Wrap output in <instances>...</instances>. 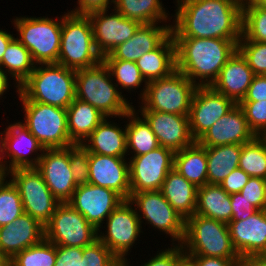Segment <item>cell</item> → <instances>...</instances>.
<instances>
[{"mask_svg": "<svg viewBox=\"0 0 266 266\" xmlns=\"http://www.w3.org/2000/svg\"><path fill=\"white\" fill-rule=\"evenodd\" d=\"M195 214L228 224L232 220L230 194L216 184L198 187Z\"/></svg>", "mask_w": 266, "mask_h": 266, "instance_id": "cell-31", "label": "cell"}, {"mask_svg": "<svg viewBox=\"0 0 266 266\" xmlns=\"http://www.w3.org/2000/svg\"><path fill=\"white\" fill-rule=\"evenodd\" d=\"M17 95L25 113L24 120L20 122L45 149L66 148L74 145L69 136L65 108L32 102L21 92Z\"/></svg>", "mask_w": 266, "mask_h": 266, "instance_id": "cell-7", "label": "cell"}, {"mask_svg": "<svg viewBox=\"0 0 266 266\" xmlns=\"http://www.w3.org/2000/svg\"><path fill=\"white\" fill-rule=\"evenodd\" d=\"M171 26L172 23L141 24L132 38L118 45L102 60L136 62L144 53L156 49L171 34Z\"/></svg>", "mask_w": 266, "mask_h": 266, "instance_id": "cell-24", "label": "cell"}, {"mask_svg": "<svg viewBox=\"0 0 266 266\" xmlns=\"http://www.w3.org/2000/svg\"><path fill=\"white\" fill-rule=\"evenodd\" d=\"M180 245L187 256L241 259L233 247L228 224L197 214L185 220V234Z\"/></svg>", "mask_w": 266, "mask_h": 266, "instance_id": "cell-6", "label": "cell"}, {"mask_svg": "<svg viewBox=\"0 0 266 266\" xmlns=\"http://www.w3.org/2000/svg\"><path fill=\"white\" fill-rule=\"evenodd\" d=\"M48 16L13 19L14 28L18 32L16 39L29 51L36 65L57 63L59 57L62 16L60 19ZM19 37V38H18Z\"/></svg>", "mask_w": 266, "mask_h": 266, "instance_id": "cell-8", "label": "cell"}, {"mask_svg": "<svg viewBox=\"0 0 266 266\" xmlns=\"http://www.w3.org/2000/svg\"><path fill=\"white\" fill-rule=\"evenodd\" d=\"M44 239V226L29 214L0 227V251L9 261L19 252Z\"/></svg>", "mask_w": 266, "mask_h": 266, "instance_id": "cell-25", "label": "cell"}, {"mask_svg": "<svg viewBox=\"0 0 266 266\" xmlns=\"http://www.w3.org/2000/svg\"><path fill=\"white\" fill-rule=\"evenodd\" d=\"M230 198L232 206L231 221L246 220L257 211L247 199L242 197L240 192L230 194Z\"/></svg>", "mask_w": 266, "mask_h": 266, "instance_id": "cell-49", "label": "cell"}, {"mask_svg": "<svg viewBox=\"0 0 266 266\" xmlns=\"http://www.w3.org/2000/svg\"><path fill=\"white\" fill-rule=\"evenodd\" d=\"M108 10L110 9L87 14L92 24L95 47L102 58L132 38L141 25L136 20L124 17L115 8L112 9V13Z\"/></svg>", "mask_w": 266, "mask_h": 266, "instance_id": "cell-15", "label": "cell"}, {"mask_svg": "<svg viewBox=\"0 0 266 266\" xmlns=\"http://www.w3.org/2000/svg\"><path fill=\"white\" fill-rule=\"evenodd\" d=\"M36 169L60 203L71 199L77 185L70 167L69 147L44 149Z\"/></svg>", "mask_w": 266, "mask_h": 266, "instance_id": "cell-18", "label": "cell"}, {"mask_svg": "<svg viewBox=\"0 0 266 266\" xmlns=\"http://www.w3.org/2000/svg\"><path fill=\"white\" fill-rule=\"evenodd\" d=\"M129 201L136 208L141 225L145 220V223L151 225L155 231L158 229L169 235L171 244L182 243L185 219L175 211L160 190L130 193Z\"/></svg>", "mask_w": 266, "mask_h": 266, "instance_id": "cell-11", "label": "cell"}, {"mask_svg": "<svg viewBox=\"0 0 266 266\" xmlns=\"http://www.w3.org/2000/svg\"><path fill=\"white\" fill-rule=\"evenodd\" d=\"M174 156V151L159 146L128 158L130 193L160 190L168 172L174 168Z\"/></svg>", "mask_w": 266, "mask_h": 266, "instance_id": "cell-14", "label": "cell"}, {"mask_svg": "<svg viewBox=\"0 0 266 266\" xmlns=\"http://www.w3.org/2000/svg\"><path fill=\"white\" fill-rule=\"evenodd\" d=\"M38 65L20 85V92L32 102L67 109L76 98V70L58 63Z\"/></svg>", "mask_w": 266, "mask_h": 266, "instance_id": "cell-3", "label": "cell"}, {"mask_svg": "<svg viewBox=\"0 0 266 266\" xmlns=\"http://www.w3.org/2000/svg\"><path fill=\"white\" fill-rule=\"evenodd\" d=\"M177 266H197V264L187 255H184L178 262Z\"/></svg>", "mask_w": 266, "mask_h": 266, "instance_id": "cell-58", "label": "cell"}, {"mask_svg": "<svg viewBox=\"0 0 266 266\" xmlns=\"http://www.w3.org/2000/svg\"><path fill=\"white\" fill-rule=\"evenodd\" d=\"M174 169L197 187L207 184L206 147L195 141L192 145L175 152Z\"/></svg>", "mask_w": 266, "mask_h": 266, "instance_id": "cell-32", "label": "cell"}, {"mask_svg": "<svg viewBox=\"0 0 266 266\" xmlns=\"http://www.w3.org/2000/svg\"><path fill=\"white\" fill-rule=\"evenodd\" d=\"M24 214L17 187L5 177L0 183V227L14 222Z\"/></svg>", "mask_w": 266, "mask_h": 266, "instance_id": "cell-41", "label": "cell"}, {"mask_svg": "<svg viewBox=\"0 0 266 266\" xmlns=\"http://www.w3.org/2000/svg\"><path fill=\"white\" fill-rule=\"evenodd\" d=\"M106 117L83 142L89 152L99 155L127 158L126 125L119 126Z\"/></svg>", "mask_w": 266, "mask_h": 266, "instance_id": "cell-27", "label": "cell"}, {"mask_svg": "<svg viewBox=\"0 0 266 266\" xmlns=\"http://www.w3.org/2000/svg\"><path fill=\"white\" fill-rule=\"evenodd\" d=\"M127 158L89 153V183L110 188L130 199V173Z\"/></svg>", "mask_w": 266, "mask_h": 266, "instance_id": "cell-21", "label": "cell"}, {"mask_svg": "<svg viewBox=\"0 0 266 266\" xmlns=\"http://www.w3.org/2000/svg\"><path fill=\"white\" fill-rule=\"evenodd\" d=\"M164 250H158L156 256L151 257L147 260L148 262L143 263L140 266H177L179 260L185 255L182 246L179 244H171ZM159 252V253H158ZM129 261H125L123 266H132L129 265Z\"/></svg>", "mask_w": 266, "mask_h": 266, "instance_id": "cell-47", "label": "cell"}, {"mask_svg": "<svg viewBox=\"0 0 266 266\" xmlns=\"http://www.w3.org/2000/svg\"><path fill=\"white\" fill-rule=\"evenodd\" d=\"M8 33V31H4L0 29V63L2 61L3 55L6 51L9 43L15 38L13 34Z\"/></svg>", "mask_w": 266, "mask_h": 266, "instance_id": "cell-55", "label": "cell"}, {"mask_svg": "<svg viewBox=\"0 0 266 266\" xmlns=\"http://www.w3.org/2000/svg\"><path fill=\"white\" fill-rule=\"evenodd\" d=\"M240 40L266 43V8L256 6L251 0L242 4Z\"/></svg>", "mask_w": 266, "mask_h": 266, "instance_id": "cell-39", "label": "cell"}, {"mask_svg": "<svg viewBox=\"0 0 266 266\" xmlns=\"http://www.w3.org/2000/svg\"><path fill=\"white\" fill-rule=\"evenodd\" d=\"M7 126L3 154V169L5 172L7 173L15 168L36 167L45 148L23 123L17 121ZM30 155L35 156H32V158ZM7 158L10 160H7Z\"/></svg>", "mask_w": 266, "mask_h": 266, "instance_id": "cell-19", "label": "cell"}, {"mask_svg": "<svg viewBox=\"0 0 266 266\" xmlns=\"http://www.w3.org/2000/svg\"><path fill=\"white\" fill-rule=\"evenodd\" d=\"M82 266H123V264L97 239L83 248Z\"/></svg>", "mask_w": 266, "mask_h": 266, "instance_id": "cell-43", "label": "cell"}, {"mask_svg": "<svg viewBox=\"0 0 266 266\" xmlns=\"http://www.w3.org/2000/svg\"><path fill=\"white\" fill-rule=\"evenodd\" d=\"M238 168L250 177L266 179V136H256L242 145Z\"/></svg>", "mask_w": 266, "mask_h": 266, "instance_id": "cell-38", "label": "cell"}, {"mask_svg": "<svg viewBox=\"0 0 266 266\" xmlns=\"http://www.w3.org/2000/svg\"><path fill=\"white\" fill-rule=\"evenodd\" d=\"M106 231L98 230V239L122 262L128 261L142 225L136 208L129 201L122 202L105 220Z\"/></svg>", "mask_w": 266, "mask_h": 266, "instance_id": "cell-13", "label": "cell"}, {"mask_svg": "<svg viewBox=\"0 0 266 266\" xmlns=\"http://www.w3.org/2000/svg\"><path fill=\"white\" fill-rule=\"evenodd\" d=\"M8 74L0 67V98L6 94L9 88V80L11 77L8 78Z\"/></svg>", "mask_w": 266, "mask_h": 266, "instance_id": "cell-56", "label": "cell"}, {"mask_svg": "<svg viewBox=\"0 0 266 266\" xmlns=\"http://www.w3.org/2000/svg\"><path fill=\"white\" fill-rule=\"evenodd\" d=\"M124 201L116 191L88 183L78 185L67 203L79 211L96 230H100L105 228L103 224L107 217Z\"/></svg>", "mask_w": 266, "mask_h": 266, "instance_id": "cell-16", "label": "cell"}, {"mask_svg": "<svg viewBox=\"0 0 266 266\" xmlns=\"http://www.w3.org/2000/svg\"><path fill=\"white\" fill-rule=\"evenodd\" d=\"M44 238L56 246L84 248L98 239V230L65 202L57 206L50 221L44 226Z\"/></svg>", "mask_w": 266, "mask_h": 266, "instance_id": "cell-12", "label": "cell"}, {"mask_svg": "<svg viewBox=\"0 0 266 266\" xmlns=\"http://www.w3.org/2000/svg\"><path fill=\"white\" fill-rule=\"evenodd\" d=\"M56 245L46 238L16 254L10 260V266H54Z\"/></svg>", "mask_w": 266, "mask_h": 266, "instance_id": "cell-40", "label": "cell"}, {"mask_svg": "<svg viewBox=\"0 0 266 266\" xmlns=\"http://www.w3.org/2000/svg\"><path fill=\"white\" fill-rule=\"evenodd\" d=\"M241 144H227L206 148L207 184L220 185L231 172L239 167Z\"/></svg>", "mask_w": 266, "mask_h": 266, "instance_id": "cell-33", "label": "cell"}, {"mask_svg": "<svg viewBox=\"0 0 266 266\" xmlns=\"http://www.w3.org/2000/svg\"><path fill=\"white\" fill-rule=\"evenodd\" d=\"M249 178L250 176L248 174H246L242 169L237 168L223 180L220 186L228 194L238 193L246 185Z\"/></svg>", "mask_w": 266, "mask_h": 266, "instance_id": "cell-50", "label": "cell"}, {"mask_svg": "<svg viewBox=\"0 0 266 266\" xmlns=\"http://www.w3.org/2000/svg\"><path fill=\"white\" fill-rule=\"evenodd\" d=\"M5 177H7V173L5 172L3 167L0 166V183Z\"/></svg>", "mask_w": 266, "mask_h": 266, "instance_id": "cell-61", "label": "cell"}, {"mask_svg": "<svg viewBox=\"0 0 266 266\" xmlns=\"http://www.w3.org/2000/svg\"><path fill=\"white\" fill-rule=\"evenodd\" d=\"M35 65L30 51L16 38L7 46L0 63V67L14 80L18 94L20 93V85L34 71Z\"/></svg>", "mask_w": 266, "mask_h": 266, "instance_id": "cell-36", "label": "cell"}, {"mask_svg": "<svg viewBox=\"0 0 266 266\" xmlns=\"http://www.w3.org/2000/svg\"><path fill=\"white\" fill-rule=\"evenodd\" d=\"M136 110L132 107L125 114L127 153L130 152L131 157L148 153L160 146L149 124Z\"/></svg>", "mask_w": 266, "mask_h": 266, "instance_id": "cell-34", "label": "cell"}, {"mask_svg": "<svg viewBox=\"0 0 266 266\" xmlns=\"http://www.w3.org/2000/svg\"><path fill=\"white\" fill-rule=\"evenodd\" d=\"M103 62L107 65L112 79L114 83L117 85L118 90L122 94V89L133 92L134 90L142 87V83L144 82L143 89L138 94L139 99L144 96V93L147 88V82L143 78L139 68L136 66V63L133 61H124V60H103ZM116 81V82H115ZM134 89V90H133Z\"/></svg>", "mask_w": 266, "mask_h": 266, "instance_id": "cell-37", "label": "cell"}, {"mask_svg": "<svg viewBox=\"0 0 266 266\" xmlns=\"http://www.w3.org/2000/svg\"><path fill=\"white\" fill-rule=\"evenodd\" d=\"M256 6L266 8V0H251Z\"/></svg>", "mask_w": 266, "mask_h": 266, "instance_id": "cell-60", "label": "cell"}, {"mask_svg": "<svg viewBox=\"0 0 266 266\" xmlns=\"http://www.w3.org/2000/svg\"><path fill=\"white\" fill-rule=\"evenodd\" d=\"M7 178L19 191L24 213L45 226L60 202L49 190L41 173L36 167L15 168L7 172Z\"/></svg>", "mask_w": 266, "mask_h": 266, "instance_id": "cell-10", "label": "cell"}, {"mask_svg": "<svg viewBox=\"0 0 266 266\" xmlns=\"http://www.w3.org/2000/svg\"><path fill=\"white\" fill-rule=\"evenodd\" d=\"M237 50L246 59L255 75H266V43L239 40Z\"/></svg>", "mask_w": 266, "mask_h": 266, "instance_id": "cell-42", "label": "cell"}, {"mask_svg": "<svg viewBox=\"0 0 266 266\" xmlns=\"http://www.w3.org/2000/svg\"><path fill=\"white\" fill-rule=\"evenodd\" d=\"M113 5L124 17L141 24L168 23L173 17L169 16L162 0H114Z\"/></svg>", "mask_w": 266, "mask_h": 266, "instance_id": "cell-35", "label": "cell"}, {"mask_svg": "<svg viewBox=\"0 0 266 266\" xmlns=\"http://www.w3.org/2000/svg\"><path fill=\"white\" fill-rule=\"evenodd\" d=\"M239 264L241 266H266V255L245 257Z\"/></svg>", "mask_w": 266, "mask_h": 266, "instance_id": "cell-54", "label": "cell"}, {"mask_svg": "<svg viewBox=\"0 0 266 266\" xmlns=\"http://www.w3.org/2000/svg\"><path fill=\"white\" fill-rule=\"evenodd\" d=\"M83 248L56 246V261L54 266H82Z\"/></svg>", "mask_w": 266, "mask_h": 266, "instance_id": "cell-48", "label": "cell"}, {"mask_svg": "<svg viewBox=\"0 0 266 266\" xmlns=\"http://www.w3.org/2000/svg\"><path fill=\"white\" fill-rule=\"evenodd\" d=\"M3 132V133H2ZM7 132V126L4 131L0 132V166L3 167V154L5 150V136Z\"/></svg>", "mask_w": 266, "mask_h": 266, "instance_id": "cell-57", "label": "cell"}, {"mask_svg": "<svg viewBox=\"0 0 266 266\" xmlns=\"http://www.w3.org/2000/svg\"><path fill=\"white\" fill-rule=\"evenodd\" d=\"M69 161L75 184H88L89 152L80 144L69 146Z\"/></svg>", "mask_w": 266, "mask_h": 266, "instance_id": "cell-44", "label": "cell"}, {"mask_svg": "<svg viewBox=\"0 0 266 266\" xmlns=\"http://www.w3.org/2000/svg\"><path fill=\"white\" fill-rule=\"evenodd\" d=\"M249 128L256 136H266V101H241Z\"/></svg>", "mask_w": 266, "mask_h": 266, "instance_id": "cell-45", "label": "cell"}, {"mask_svg": "<svg viewBox=\"0 0 266 266\" xmlns=\"http://www.w3.org/2000/svg\"><path fill=\"white\" fill-rule=\"evenodd\" d=\"M236 103L211 86L197 87L189 109V127L197 141L222 116L228 113Z\"/></svg>", "mask_w": 266, "mask_h": 266, "instance_id": "cell-17", "label": "cell"}, {"mask_svg": "<svg viewBox=\"0 0 266 266\" xmlns=\"http://www.w3.org/2000/svg\"><path fill=\"white\" fill-rule=\"evenodd\" d=\"M77 7L68 12L87 15L91 12L108 9L114 0H78Z\"/></svg>", "mask_w": 266, "mask_h": 266, "instance_id": "cell-52", "label": "cell"}, {"mask_svg": "<svg viewBox=\"0 0 266 266\" xmlns=\"http://www.w3.org/2000/svg\"><path fill=\"white\" fill-rule=\"evenodd\" d=\"M176 69L197 87H209L237 50L239 40L219 38H174ZM197 80V81H196Z\"/></svg>", "mask_w": 266, "mask_h": 266, "instance_id": "cell-2", "label": "cell"}, {"mask_svg": "<svg viewBox=\"0 0 266 266\" xmlns=\"http://www.w3.org/2000/svg\"><path fill=\"white\" fill-rule=\"evenodd\" d=\"M255 74L246 59L236 50L221 69L212 88L239 104L245 97Z\"/></svg>", "mask_w": 266, "mask_h": 266, "instance_id": "cell-26", "label": "cell"}, {"mask_svg": "<svg viewBox=\"0 0 266 266\" xmlns=\"http://www.w3.org/2000/svg\"><path fill=\"white\" fill-rule=\"evenodd\" d=\"M197 88L179 70L169 76L147 83L144 96L137 111H159L188 116L191 101Z\"/></svg>", "mask_w": 266, "mask_h": 266, "instance_id": "cell-9", "label": "cell"}, {"mask_svg": "<svg viewBox=\"0 0 266 266\" xmlns=\"http://www.w3.org/2000/svg\"><path fill=\"white\" fill-rule=\"evenodd\" d=\"M0 266H10L9 259L0 251Z\"/></svg>", "mask_w": 266, "mask_h": 266, "instance_id": "cell-59", "label": "cell"}, {"mask_svg": "<svg viewBox=\"0 0 266 266\" xmlns=\"http://www.w3.org/2000/svg\"><path fill=\"white\" fill-rule=\"evenodd\" d=\"M173 38H219L240 40V0H176Z\"/></svg>", "mask_w": 266, "mask_h": 266, "instance_id": "cell-1", "label": "cell"}, {"mask_svg": "<svg viewBox=\"0 0 266 266\" xmlns=\"http://www.w3.org/2000/svg\"><path fill=\"white\" fill-rule=\"evenodd\" d=\"M256 135L249 128L245 113L236 104L228 113L217 120L197 142L210 148L227 144H241L252 141Z\"/></svg>", "mask_w": 266, "mask_h": 266, "instance_id": "cell-22", "label": "cell"}, {"mask_svg": "<svg viewBox=\"0 0 266 266\" xmlns=\"http://www.w3.org/2000/svg\"><path fill=\"white\" fill-rule=\"evenodd\" d=\"M228 228L241 259L266 255V210H257L246 220L230 221Z\"/></svg>", "mask_w": 266, "mask_h": 266, "instance_id": "cell-23", "label": "cell"}, {"mask_svg": "<svg viewBox=\"0 0 266 266\" xmlns=\"http://www.w3.org/2000/svg\"><path fill=\"white\" fill-rule=\"evenodd\" d=\"M197 266H237L241 259H225L211 256H189Z\"/></svg>", "mask_w": 266, "mask_h": 266, "instance_id": "cell-53", "label": "cell"}, {"mask_svg": "<svg viewBox=\"0 0 266 266\" xmlns=\"http://www.w3.org/2000/svg\"><path fill=\"white\" fill-rule=\"evenodd\" d=\"M66 110L69 136L73 144L82 145L106 118L94 106L78 98H75Z\"/></svg>", "mask_w": 266, "mask_h": 266, "instance_id": "cell-30", "label": "cell"}, {"mask_svg": "<svg viewBox=\"0 0 266 266\" xmlns=\"http://www.w3.org/2000/svg\"><path fill=\"white\" fill-rule=\"evenodd\" d=\"M240 194L257 210H266V179L250 177Z\"/></svg>", "mask_w": 266, "mask_h": 266, "instance_id": "cell-46", "label": "cell"}, {"mask_svg": "<svg viewBox=\"0 0 266 266\" xmlns=\"http://www.w3.org/2000/svg\"><path fill=\"white\" fill-rule=\"evenodd\" d=\"M160 191L185 220L195 214L198 187L174 168L168 172Z\"/></svg>", "mask_w": 266, "mask_h": 266, "instance_id": "cell-28", "label": "cell"}, {"mask_svg": "<svg viewBox=\"0 0 266 266\" xmlns=\"http://www.w3.org/2000/svg\"><path fill=\"white\" fill-rule=\"evenodd\" d=\"M76 98L91 104L108 118H125L134 106L118 90L103 60L95 66L76 70Z\"/></svg>", "mask_w": 266, "mask_h": 266, "instance_id": "cell-4", "label": "cell"}, {"mask_svg": "<svg viewBox=\"0 0 266 266\" xmlns=\"http://www.w3.org/2000/svg\"><path fill=\"white\" fill-rule=\"evenodd\" d=\"M157 137L160 146L174 152L192 145L188 116L159 111H137Z\"/></svg>", "mask_w": 266, "mask_h": 266, "instance_id": "cell-20", "label": "cell"}, {"mask_svg": "<svg viewBox=\"0 0 266 266\" xmlns=\"http://www.w3.org/2000/svg\"><path fill=\"white\" fill-rule=\"evenodd\" d=\"M242 101H266V75H255Z\"/></svg>", "mask_w": 266, "mask_h": 266, "instance_id": "cell-51", "label": "cell"}, {"mask_svg": "<svg viewBox=\"0 0 266 266\" xmlns=\"http://www.w3.org/2000/svg\"><path fill=\"white\" fill-rule=\"evenodd\" d=\"M146 82L169 76L176 70V45L170 34L156 49L144 53L136 62Z\"/></svg>", "mask_w": 266, "mask_h": 266, "instance_id": "cell-29", "label": "cell"}, {"mask_svg": "<svg viewBox=\"0 0 266 266\" xmlns=\"http://www.w3.org/2000/svg\"><path fill=\"white\" fill-rule=\"evenodd\" d=\"M93 37L88 15L71 12L62 15V30L57 63L78 70L97 65L102 61Z\"/></svg>", "mask_w": 266, "mask_h": 266, "instance_id": "cell-5", "label": "cell"}]
</instances>
